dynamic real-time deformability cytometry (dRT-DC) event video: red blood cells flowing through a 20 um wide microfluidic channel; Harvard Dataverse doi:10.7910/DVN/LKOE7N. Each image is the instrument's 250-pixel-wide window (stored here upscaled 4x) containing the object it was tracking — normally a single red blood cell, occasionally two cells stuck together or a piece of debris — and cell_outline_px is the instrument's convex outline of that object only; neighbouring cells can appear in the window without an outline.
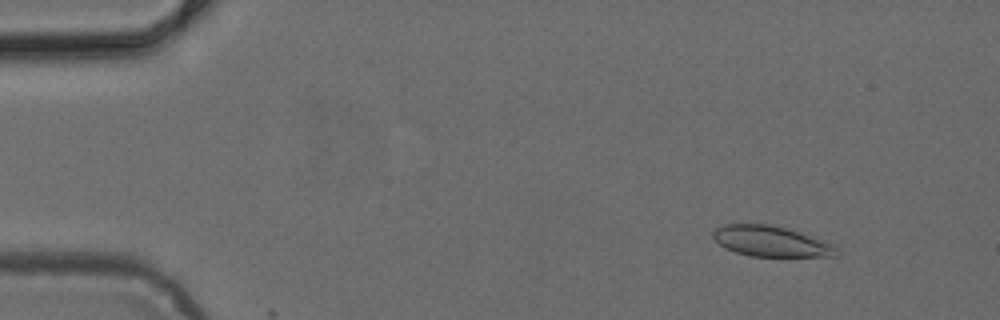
{"species": "common noctule bat (a hibernating species)", "species_latin": "Nyctalus noctula", "temperature_condition": "cold", "stored_images_in_passage": 6, "camera_frame_rate_fps": 3000, "um_per_image_px": 0.085, "animal": {"sex": "female", "body_mass_g": 24.6, "forearm_length_mm": 56.2}, "frame": {"image": 1, "passage_image": 2, "time_ms": 0.333, "image_size_px": [1000, 320], "cell_outline_px": [[844, 252], [836, 256], [752, 256], [736, 252], [720, 244], [712, 236], [712, 232], [716, 228], [724, 224], [772, 224], [788, 228], [836, 244]], "centroid_in_image_um": [65.65, 20.51], "position_along_channel_um": 19.4, "area_um2": 22.25}}
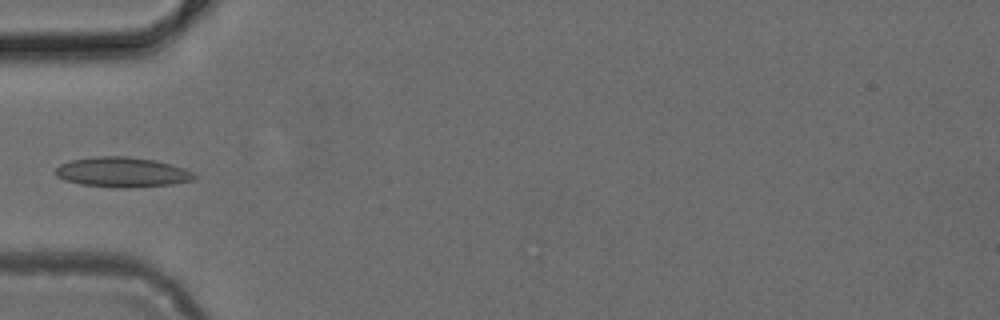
{"frame": {"image": 2, "passage_image": 5, "time_ms": 1.333, "image_size_px": [1000, 320], "cell_outline_px": [[200, 176], [196, 180], [172, 184], [128, 188], [120, 188], [80, 184], [64, 180], [56, 176], [56, 168], [60, 164], [72, 160], [96, 156], [128, 156], [156, 160], [184, 168]], "centroid_in_image_um": [10.43, 14.64], "position_along_channel_um": 74.6, "area_um2": 24.45}}
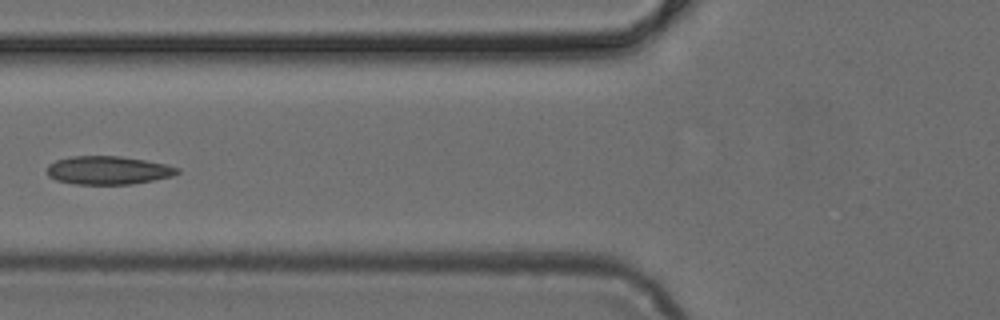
{"frame": {"image": 3, "passage_image": 6, "time_ms": 1.667, "image_size_px": [1000, 320], "cell_outline_px": [[180, 172], [172, 176], [132, 184], [76, 184], [56, 180], [48, 176], [48, 164], [56, 160], [72, 156], [120, 156], [144, 160], [164, 164], [180, 168]], "centroid_in_image_um": [9.18, 14.47], "position_along_channel_um": 116.6, "area_um2": 21.39}}